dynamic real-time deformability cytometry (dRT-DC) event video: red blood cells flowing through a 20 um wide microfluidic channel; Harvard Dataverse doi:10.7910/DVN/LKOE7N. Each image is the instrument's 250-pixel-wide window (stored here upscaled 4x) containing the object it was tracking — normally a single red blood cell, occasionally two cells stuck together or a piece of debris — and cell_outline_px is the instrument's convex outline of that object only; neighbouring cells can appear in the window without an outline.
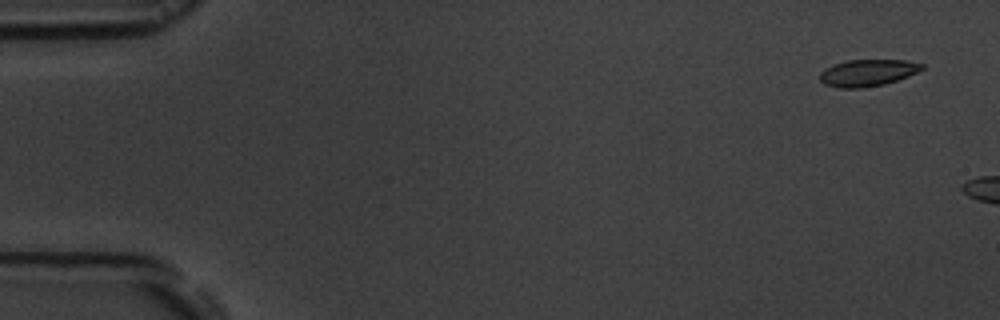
{"species": "common noctule bat (a hibernating species)", "species_latin": "Nyctalus noctula", "temperature_condition": "room temperature", "stored_images_in_passage": 3, "camera_frame_rate_fps": 3000, "um_per_image_px": 0.085, "animal": {"sex": "male", "body_mass_g": 19.5, "forearm_length_mm": 54.6}, "frame": {"image": 1, "passage_image": 1, "time_ms": 0.0, "image_size_px": [1000, 320], "cell_outline_px": [[924, 68], [908, 76], [884, 84], [860, 88], [840, 88], [824, 84], [820, 80], [820, 72], [832, 64], [848, 60], [904, 60], [924, 64]], "centroid_in_image_um": [73.72, 6.18], "position_along_channel_um": 11.3, "area_um2": 15.84}}